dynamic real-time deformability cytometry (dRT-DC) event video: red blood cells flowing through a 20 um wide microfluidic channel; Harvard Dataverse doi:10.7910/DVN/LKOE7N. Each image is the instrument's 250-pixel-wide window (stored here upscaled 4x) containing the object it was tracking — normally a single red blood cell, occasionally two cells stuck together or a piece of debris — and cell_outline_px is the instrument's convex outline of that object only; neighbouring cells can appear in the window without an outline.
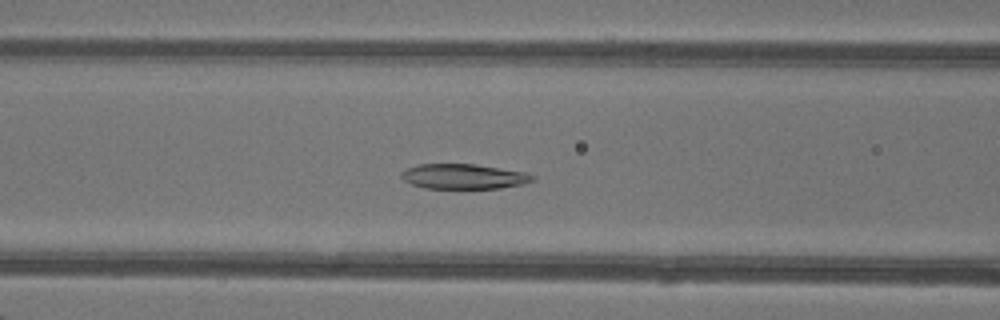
{"species": "common noctule bat (a hibernating species)", "species_latin": "Nyctalus noctula", "temperature_condition": "warm", "stored_images_in_passage": 49, "camera_frame_rate_fps": 3000, "um_per_image_px": 0.085, "animal": {"sex": "female"}, "frame": {"image": 1, "passage_image": 21, "time_ms": 6.667, "image_size_px": [1000, 320], "cell_outline_px": [[536, 180], [524, 184], [500, 188], [424, 188], [412, 184], [404, 180], [400, 176], [400, 172], [416, 164], [476, 164], [528, 172], [536, 176]], "centroid_in_image_um": [39.46, 14.99], "position_along_channel_um": 127.1, "area_um2": 19.36}}
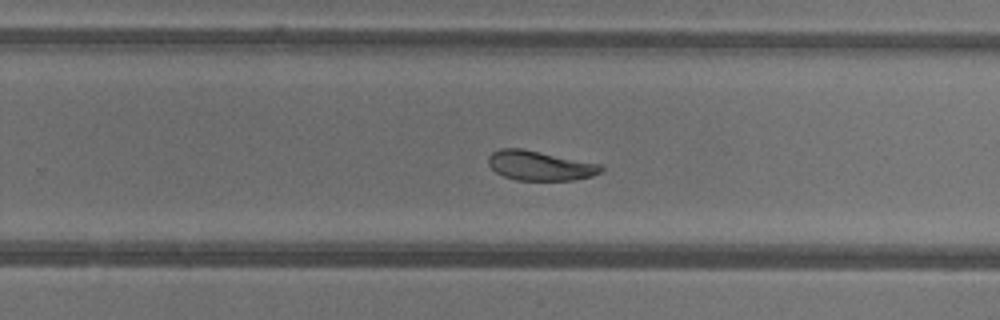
{"frame": {"image": 2, "passage_image": 32, "time_ms": 10.333, "image_size_px": [1000, 320], "cell_outline_px": [[604, 168], [600, 172], [592, 176], [572, 180], [516, 180], [504, 176], [496, 172], [488, 164], [488, 156], [492, 152], [500, 148], [520, 148], [600, 164]], "centroid_in_image_um": [45.86, 14.08], "position_along_channel_um": 283.9, "area_um2": 19.25}}
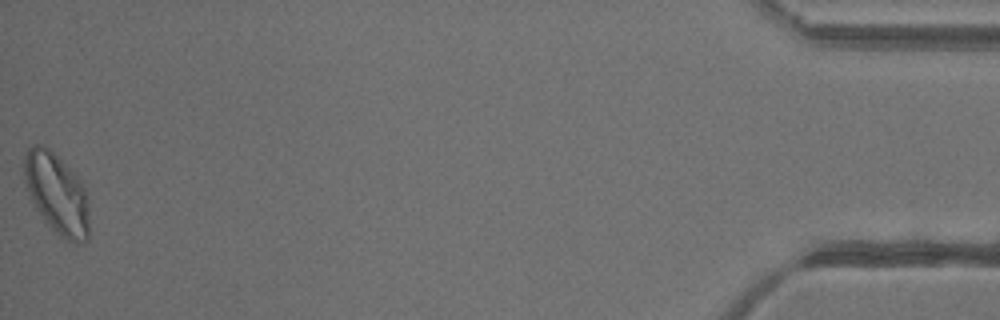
{"frame": {"image": 3, "passage_image": 49, "time_ms": 16.0, "image_size_px": [1000, 320], "cell_outline_px": [[88, 240], [76, 244], [60, 236], [44, 220], [28, 196], [24, 180], [24, 156], [28, 148], [32, 144], [44, 144], [80, 180], [84, 188], [88, 204]], "centroid_in_image_um": [4.8, 16.46], "position_along_channel_um": 430.4, "area_um2": 30.35}, "authors_computed_cell_mechanics": {"area_um2": 21.9062, "velocity_mm_per_s": 4.2872, "shape_relaxation_time_tau1_ms": 5.808, "shape_relaxation_time_tau2_ms": 2.9101, "deformation_change_tau1": 0.1773, "deformation_change_tau2": 0.0872}}